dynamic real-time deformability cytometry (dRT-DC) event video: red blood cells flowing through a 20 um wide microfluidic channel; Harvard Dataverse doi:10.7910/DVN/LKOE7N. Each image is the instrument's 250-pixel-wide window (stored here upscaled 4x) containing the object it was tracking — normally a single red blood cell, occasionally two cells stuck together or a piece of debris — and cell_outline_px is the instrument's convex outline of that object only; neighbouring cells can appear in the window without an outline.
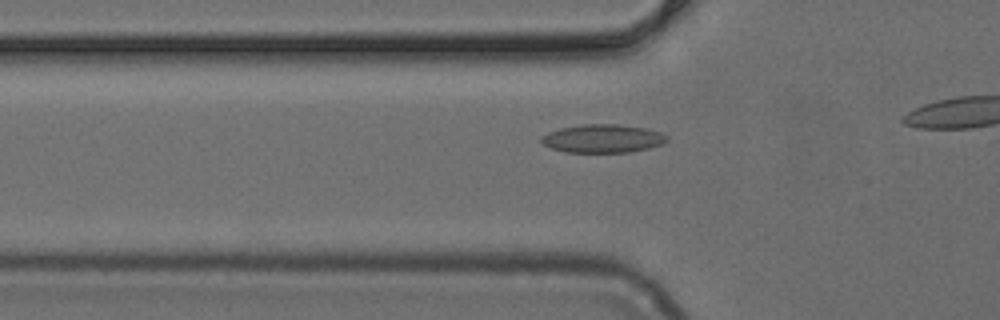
{"species": "common noctule bat (a hibernating species)", "species_latin": "Nyctalus noctula", "temperature_condition": "cold", "stored_images_in_passage": 18, "camera_frame_rate_fps": 3000, "um_per_image_px": 0.085, "animal": {"sex": "female", "body_mass_g": 24.6, "forearm_length_mm": 56.2}, "frame": {"image": 1, "passage_image": 13, "time_ms": 4.0, "image_size_px": [1000, 320], "cell_outline_px": [[668, 140], [664, 144], [648, 148], [628, 152], [564, 152], [552, 148], [544, 144], [540, 140], [540, 136], [548, 132], [560, 128], [580, 124], [616, 124], [644, 128], [660, 132], [668, 136]], "centroid_in_image_um": [51.22, 11.77], "position_along_channel_um": 74.6, "area_um2": 20.75}}
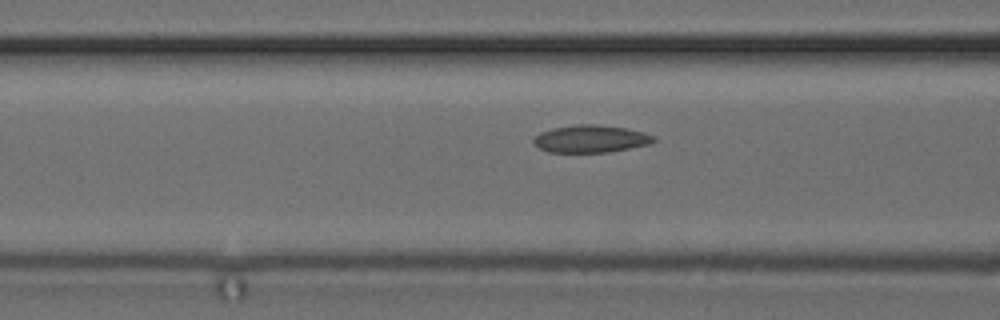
{"frame": {"image": 2, "passage_image": 16, "time_ms": 5.0, "image_size_px": [1000, 320], "cell_outline_px": [[656, 140], [652, 144], [608, 152], [548, 152], [532, 144], [532, 140], [540, 132], [552, 128], [576, 124], [596, 124], [624, 128], [644, 132], [656, 136]], "centroid_in_image_um": [50.22, 11.8], "position_along_channel_um": 116.4, "area_um2": 19.36}}